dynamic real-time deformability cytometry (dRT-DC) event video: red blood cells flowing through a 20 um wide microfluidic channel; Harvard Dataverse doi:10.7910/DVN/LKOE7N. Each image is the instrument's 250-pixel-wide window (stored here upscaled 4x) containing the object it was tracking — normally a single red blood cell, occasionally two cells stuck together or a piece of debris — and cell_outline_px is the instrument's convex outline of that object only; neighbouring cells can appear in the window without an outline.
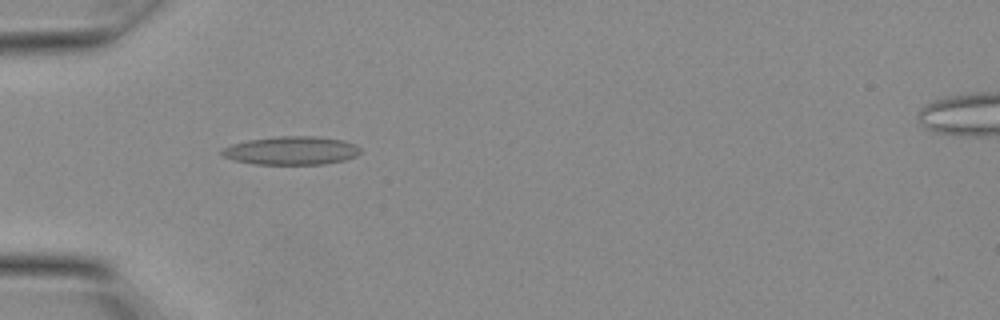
{"species": "Egyptian fruit bat (a non-hibernating species)", "species_latin": "Rousettus aegyptiacus", "temperature_condition": "warm", "stored_images_in_passage": 23, "camera_frame_rate_fps": 3000, "um_per_image_px": 0.085, "animal": {"sex": "female"}, "frame": {"image": 1, "passage_image": 4, "time_ms": 1.0, "image_size_px": [1000, 320], "cell_outline_px": [[360, 152], [356, 156], [344, 160], [324, 164], [256, 164], [236, 160], [224, 156], [220, 152], [224, 148], [232, 144], [248, 140], [280, 136], [316, 136], [344, 140], [356, 144], [360, 148]], "centroid_in_image_um": [24.81, 12.79], "position_along_channel_um": 60.2, "area_um2": 22.77}}
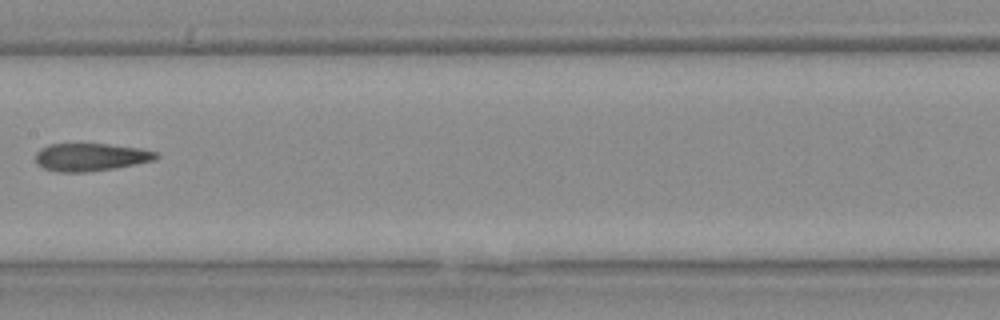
{"frame": {"image": 2, "passage_image": 10, "time_ms": 3.0, "image_size_px": [1000, 320], "cell_outline_px": [[160, 156], [156, 160], [116, 168], [88, 172], [56, 172], [44, 168], [36, 164], [36, 152], [40, 148], [48, 144], [108, 144], [140, 148], [160, 152]], "centroid_in_image_um": [7.74, 13.35], "position_along_channel_um": 199.7, "area_um2": 19.83}}
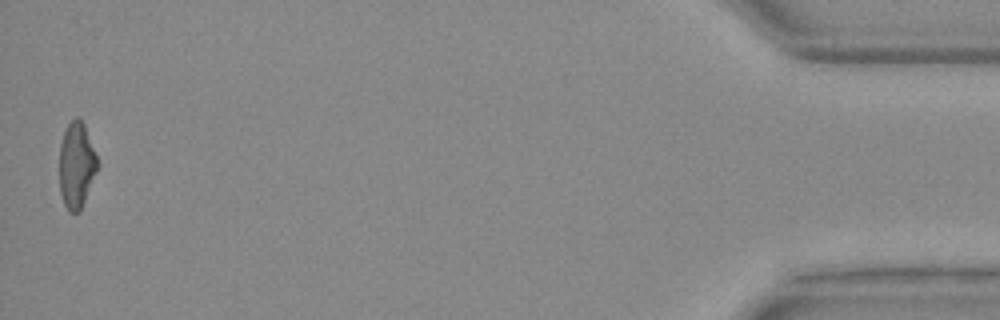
{"frame": {"image": 3, "passage_image": 23, "time_ms": 7.333, "image_size_px": [1000, 320], "cell_outline_px": [[100, 164], [80, 212], [68, 212], [64, 204], [60, 192], [60, 144], [64, 132], [68, 124], [76, 116], [84, 124]], "centroid_in_image_um": [6.52, 14.07], "position_along_channel_um": 428.7, "area_um2": 19.07}}